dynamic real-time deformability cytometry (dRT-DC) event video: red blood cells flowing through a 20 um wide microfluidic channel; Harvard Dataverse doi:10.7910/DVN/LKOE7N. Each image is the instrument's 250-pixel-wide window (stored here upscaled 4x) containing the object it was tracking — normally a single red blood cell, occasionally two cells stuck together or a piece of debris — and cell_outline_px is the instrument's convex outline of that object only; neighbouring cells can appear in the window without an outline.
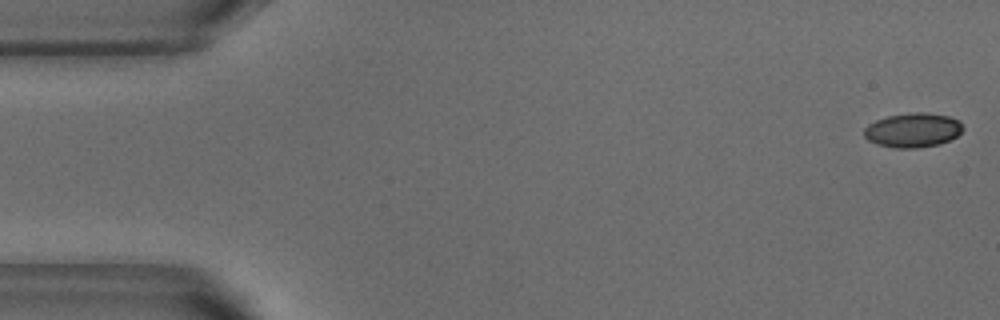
{"species": "common noctule bat (a hibernating species)", "species_latin": "Nyctalus noctula", "temperature_condition": "warm", "stored_images_in_passage": 52, "camera_frame_rate_fps": 3000, "um_per_image_px": 0.085, "animal": {"sex": "male", "body_mass_g": 18.8}, "frame": {"image": 1, "passage_image": 1, "time_ms": 0.0, "image_size_px": [1000, 320], "cell_outline_px": [[964, 128], [956, 136], [940, 144], [916, 148], [896, 148], [876, 144], [868, 140], [864, 136], [864, 128], [868, 124], [876, 120], [888, 116], [912, 112], [924, 112], [948, 116], [960, 120]], "centroid_in_image_um": [77.59, 11.06], "position_along_channel_um": 7.4, "area_um2": 19.83}}
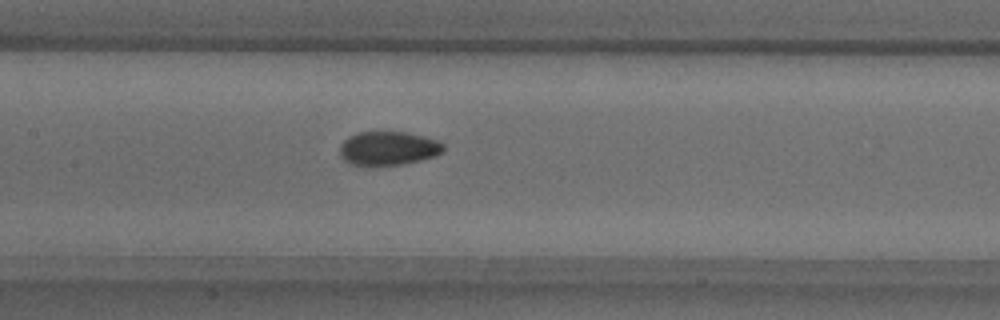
{"frame": {"image": 2, "passage_image": 24, "time_ms": 7.667, "image_size_px": [1000, 320], "cell_outline_px": [[444, 152], [436, 156], [420, 160], [400, 164], [364, 168], [348, 164], [340, 156], [340, 144], [348, 136], [360, 132], [408, 132], [424, 136], [436, 140], [444, 144]], "centroid_in_image_um": [32.96, 12.64], "position_along_channel_um": 174.4, "area_um2": 21.04}}
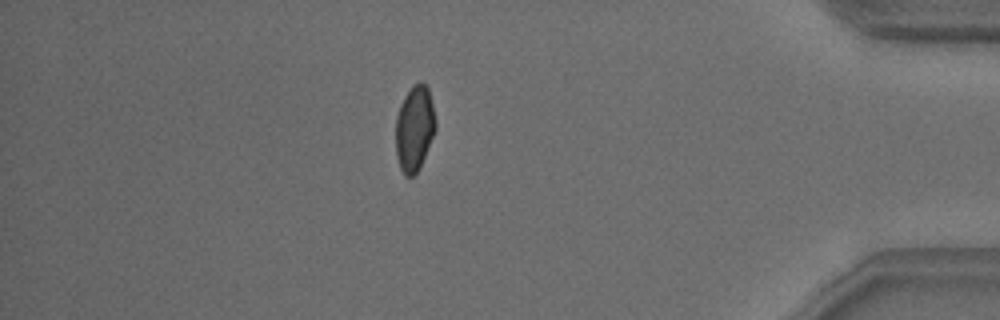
{"frame": {"image": 3, "passage_image": 45, "time_ms": 14.667, "image_size_px": [1000, 320], "cell_outline_px": [[436, 128], [420, 168], [412, 176], [404, 176], [400, 168], [396, 156], [396, 116], [400, 104], [404, 96], [412, 84], [420, 80], [428, 88], [436, 120]], "centroid_in_image_um": [35.22, 10.9], "position_along_channel_um": 400.0, "area_um2": 20.0}}